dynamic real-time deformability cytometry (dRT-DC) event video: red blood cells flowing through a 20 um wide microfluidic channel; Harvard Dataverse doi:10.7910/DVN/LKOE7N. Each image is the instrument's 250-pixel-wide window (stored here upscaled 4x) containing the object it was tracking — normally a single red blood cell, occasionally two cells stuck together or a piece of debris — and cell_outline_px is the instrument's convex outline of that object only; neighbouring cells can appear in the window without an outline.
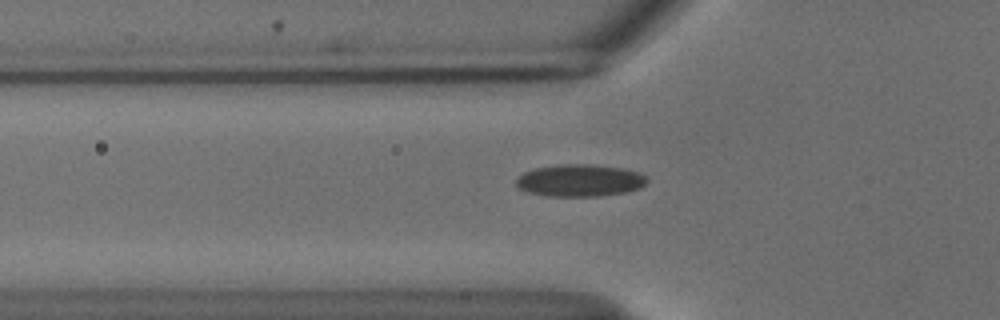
{"species": "common noctule bat (a hibernating species)", "species_latin": "Nyctalus noctula", "temperature_condition": "cold", "stored_images_in_passage": 37, "camera_frame_rate_fps": 3000, "um_per_image_px": 0.085, "animal": {"sex": "male", "body_mass_g": 18.8}, "frame": {"image": 1, "passage_image": 4, "time_ms": 1.0, "image_size_px": [1000, 320], "cell_outline_px": [[648, 180], [640, 188], [628, 192], [600, 196], [544, 196], [528, 192], [520, 188], [516, 184], [516, 180], [524, 172], [536, 168], [560, 164], [588, 164], [624, 168], [636, 172], [644, 176]], "centroid_in_image_um": [49.29, 15.34], "position_along_channel_um": 76.5, "area_um2": 24.45}}
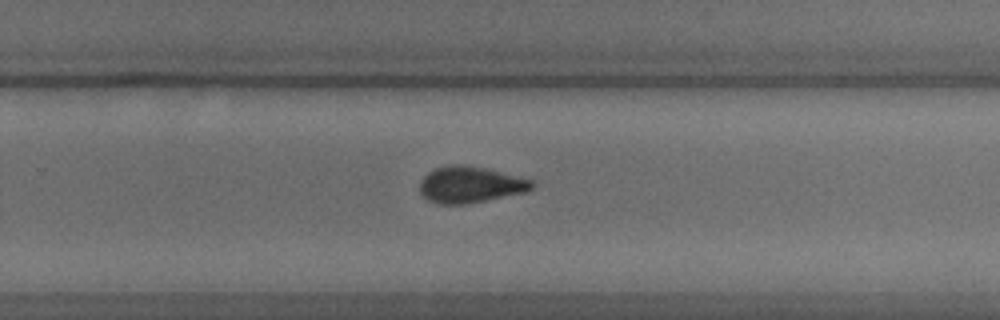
{"frame": {"image": 2, "passage_image": 21, "time_ms": 6.667, "image_size_px": [1000, 320], "cell_outline_px": [[536, 184], [532, 188], [524, 192], [464, 204], [440, 204], [428, 200], [420, 192], [420, 180], [428, 172], [436, 168], [448, 164], [468, 164], [532, 180]], "centroid_in_image_um": [39.93, 15.68], "position_along_channel_um": 289.9, "area_um2": 23.52}}
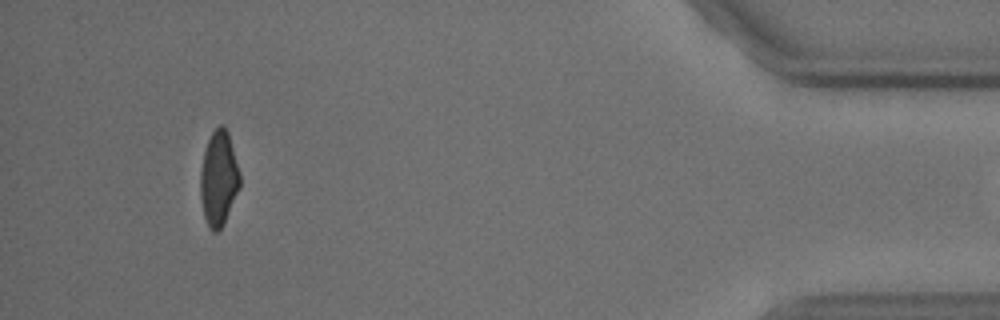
{"frame": {"image": 3, "passage_image": 36, "time_ms": 11.667, "image_size_px": [1000, 320], "cell_outline_px": [[240, 188], [224, 224], [216, 232], [212, 232], [208, 228], [204, 216], [200, 196], [200, 172], [204, 152], [208, 140], [212, 132], [220, 124], [224, 124], [228, 132], [240, 172]], "centroid_in_image_um": [18.59, 15.19], "position_along_channel_um": 416.6, "area_um2": 22.02}}